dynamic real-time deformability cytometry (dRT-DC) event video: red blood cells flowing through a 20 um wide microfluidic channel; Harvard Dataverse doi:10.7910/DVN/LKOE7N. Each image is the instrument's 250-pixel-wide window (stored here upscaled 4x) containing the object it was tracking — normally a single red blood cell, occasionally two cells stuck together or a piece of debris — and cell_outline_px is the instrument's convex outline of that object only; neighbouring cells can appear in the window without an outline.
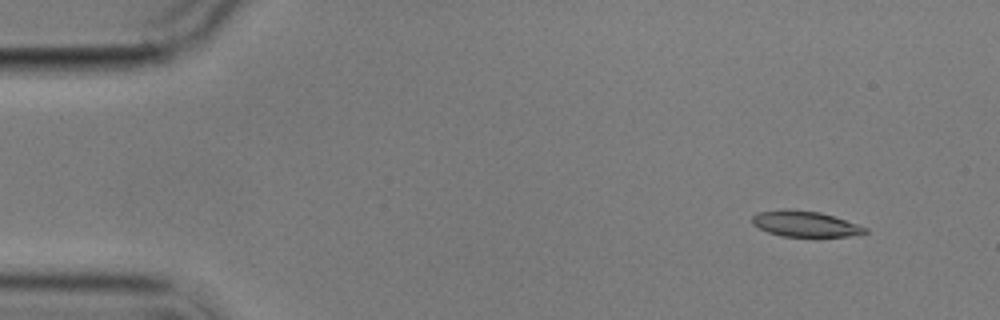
{"species": "common noctule bat (a hibernating species)", "species_latin": "Nyctalus noctula", "temperature_condition": "cold", "stored_images_in_passage": 5, "camera_frame_rate_fps": 3000, "um_per_image_px": 0.085, "animal": {"sex": "male", "body_mass_g": 17.9}, "frame": {"image": 1, "passage_image": 2, "time_ms": 1.0, "image_size_px": [1000, 320], "cell_outline_px": [[868, 232], [848, 236], [780, 236], [768, 232], [752, 224], [752, 216], [760, 212], [784, 208], [788, 208], [820, 212], [868, 228]], "centroid_in_image_um": [68.39, 19.02], "position_along_channel_um": 16.6, "area_um2": 16.76}}
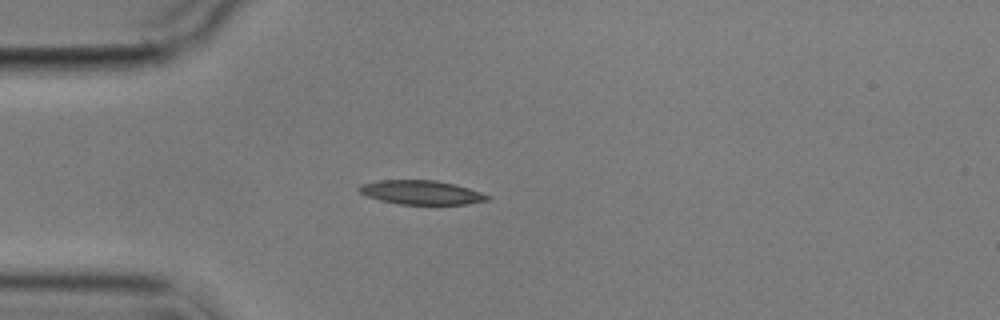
{"frame": {"image": 2, "passage_image": 5, "time_ms": 4.333, "image_size_px": [1000, 320], "cell_outline_px": [[492, 196], [488, 200], [468, 204], [396, 204], [380, 200], [368, 196], [360, 192], [356, 188], [360, 184], [380, 180], [436, 180], [456, 184]], "centroid_in_image_um": [35.8, 16.35], "position_along_channel_um": 49.2, "area_um2": 18.03}}